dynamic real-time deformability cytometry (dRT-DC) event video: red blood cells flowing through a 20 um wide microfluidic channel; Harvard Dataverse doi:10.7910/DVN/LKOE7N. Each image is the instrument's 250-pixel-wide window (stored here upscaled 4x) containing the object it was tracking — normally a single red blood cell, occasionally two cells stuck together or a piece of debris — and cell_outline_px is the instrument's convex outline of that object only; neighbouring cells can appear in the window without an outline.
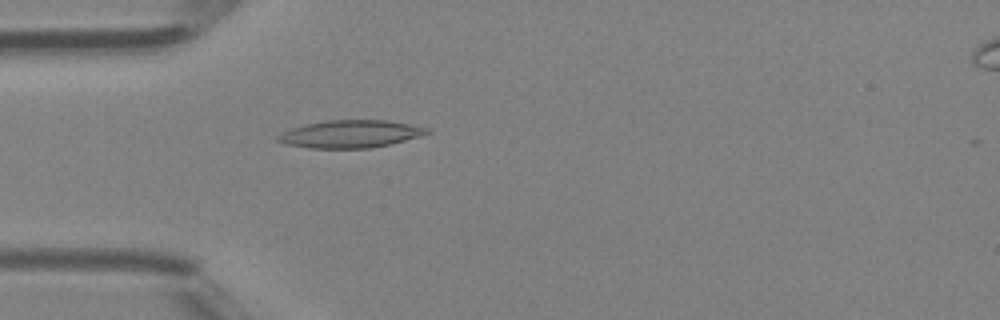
{"species": "Egyptian fruit bat (a non-hibernating species)", "species_latin": "Rousettus aegyptiacus", "temperature_condition": "room temperature", "stored_images_in_passage": 36, "camera_frame_rate_fps": 3000, "um_per_image_px": 0.085, "animal": {"sex": "female"}, "frame": {"image": 1, "passage_image": 11, "time_ms": 3.333, "image_size_px": [1000, 320], "cell_outline_px": [[432, 132], [420, 136], [392, 144], [368, 148], [312, 148], [288, 144], [276, 140], [276, 136], [292, 128], [308, 124], [328, 120], [384, 120], [408, 124], [428, 128]], "centroid_in_image_um": [29.82, 11.39], "position_along_channel_um": 55.2, "area_um2": 23.64}}
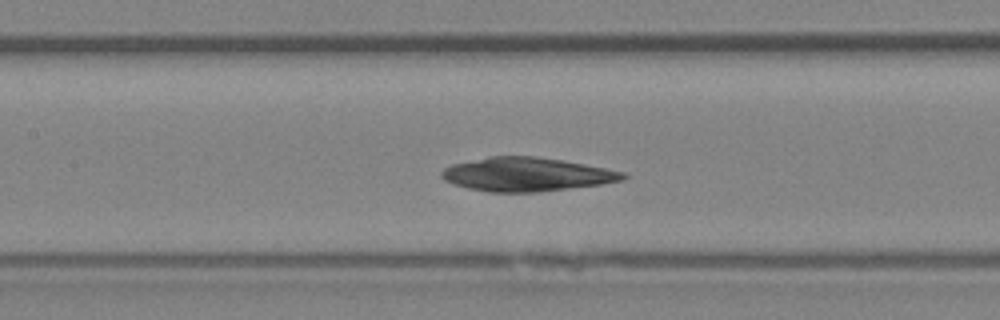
{"frame": {"image": 2, "passage_image": 18, "time_ms": 5.667, "image_size_px": [1000, 320], "cell_outline_px": [[628, 176], [624, 180], [600, 184], [536, 192], [488, 192], [468, 188], [452, 184], [444, 180], [440, 176], [440, 172], [444, 168], [452, 164], [488, 156], [536, 156], [564, 160], [624, 172]], "centroid_in_image_um": [44.72, 14.82], "position_along_channel_um": 162.7, "area_um2": 35.66}}
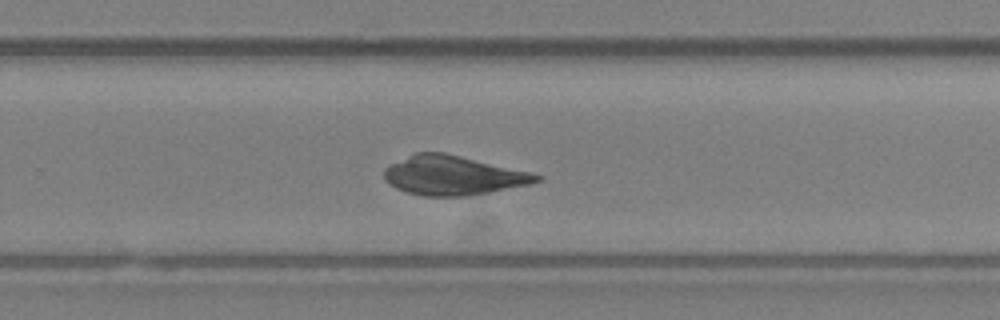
{"frame": {"image": 3, "passage_image": 27, "time_ms": 8.667, "image_size_px": [1000, 320], "cell_outline_px": [[544, 180], [532, 184], [468, 196], [424, 196], [408, 192], [396, 188], [388, 184], [384, 180], [384, 168], [388, 164], [416, 152], [444, 152], [528, 172], [544, 176]], "centroid_in_image_um": [38.49, 14.91], "position_along_channel_um": 291.3, "area_um2": 34.91}, "authors_computed_cell_mechanics": {"area_um2": 29.9982, "velocity_mm_per_s": 4.3089, "shape_relaxation_time_tau1_ms": null, "shape_relaxation_time_tau2_ms": 4.1396, "deformation_change_tau1": null, "deformation_change_tau2": 0.1032}}